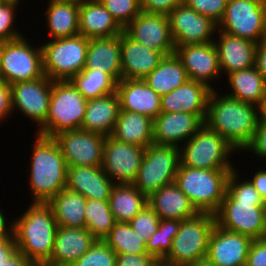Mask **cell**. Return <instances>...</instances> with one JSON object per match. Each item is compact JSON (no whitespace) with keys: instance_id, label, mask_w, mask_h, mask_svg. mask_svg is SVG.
<instances>
[{"instance_id":"6da1fadb","label":"cell","mask_w":266,"mask_h":266,"mask_svg":"<svg viewBox=\"0 0 266 266\" xmlns=\"http://www.w3.org/2000/svg\"><path fill=\"white\" fill-rule=\"evenodd\" d=\"M237 182V171L228 176L226 193L214 214L216 225L250 237H266V204L251 182Z\"/></svg>"},{"instance_id":"7a4b0ae2","label":"cell","mask_w":266,"mask_h":266,"mask_svg":"<svg viewBox=\"0 0 266 266\" xmlns=\"http://www.w3.org/2000/svg\"><path fill=\"white\" fill-rule=\"evenodd\" d=\"M257 107L227 94L218 97L215 90H212L205 125L218 132L234 149L244 150L252 140L259 122Z\"/></svg>"},{"instance_id":"3957f363","label":"cell","mask_w":266,"mask_h":266,"mask_svg":"<svg viewBox=\"0 0 266 266\" xmlns=\"http://www.w3.org/2000/svg\"><path fill=\"white\" fill-rule=\"evenodd\" d=\"M18 219L14 222L18 250L34 266H43L52 255L58 228L51 206L34 202Z\"/></svg>"},{"instance_id":"277c9868","label":"cell","mask_w":266,"mask_h":266,"mask_svg":"<svg viewBox=\"0 0 266 266\" xmlns=\"http://www.w3.org/2000/svg\"><path fill=\"white\" fill-rule=\"evenodd\" d=\"M37 136L32 151L30 185L33 201L48 203L59 191L66 189L68 166L53 138Z\"/></svg>"},{"instance_id":"5b68a950","label":"cell","mask_w":266,"mask_h":266,"mask_svg":"<svg viewBox=\"0 0 266 266\" xmlns=\"http://www.w3.org/2000/svg\"><path fill=\"white\" fill-rule=\"evenodd\" d=\"M234 169H199L179 164L175 183L198 213L215 214L222 203L230 172Z\"/></svg>"},{"instance_id":"8992f818","label":"cell","mask_w":266,"mask_h":266,"mask_svg":"<svg viewBox=\"0 0 266 266\" xmlns=\"http://www.w3.org/2000/svg\"><path fill=\"white\" fill-rule=\"evenodd\" d=\"M86 105L87 99L70 80L53 81L49 113L37 134L53 138L64 131L80 129Z\"/></svg>"},{"instance_id":"52a82bcc","label":"cell","mask_w":266,"mask_h":266,"mask_svg":"<svg viewBox=\"0 0 266 266\" xmlns=\"http://www.w3.org/2000/svg\"><path fill=\"white\" fill-rule=\"evenodd\" d=\"M215 225V216L210 213H198L194 217L181 220L179 231L172 240L171 250L162 262L174 266H189L204 260Z\"/></svg>"},{"instance_id":"ba28073f","label":"cell","mask_w":266,"mask_h":266,"mask_svg":"<svg viewBox=\"0 0 266 266\" xmlns=\"http://www.w3.org/2000/svg\"><path fill=\"white\" fill-rule=\"evenodd\" d=\"M51 40L41 46L44 75L52 81L71 80L85 68L89 38L77 35Z\"/></svg>"},{"instance_id":"9c48e42d","label":"cell","mask_w":266,"mask_h":266,"mask_svg":"<svg viewBox=\"0 0 266 266\" xmlns=\"http://www.w3.org/2000/svg\"><path fill=\"white\" fill-rule=\"evenodd\" d=\"M180 149L152 143L145 148L133 185L147 198L165 185L175 182Z\"/></svg>"},{"instance_id":"30bf717a","label":"cell","mask_w":266,"mask_h":266,"mask_svg":"<svg viewBox=\"0 0 266 266\" xmlns=\"http://www.w3.org/2000/svg\"><path fill=\"white\" fill-rule=\"evenodd\" d=\"M185 143L184 150H180L182 166L211 170L235 169L227 160L235 149L205 124Z\"/></svg>"},{"instance_id":"8fae6325","label":"cell","mask_w":266,"mask_h":266,"mask_svg":"<svg viewBox=\"0 0 266 266\" xmlns=\"http://www.w3.org/2000/svg\"><path fill=\"white\" fill-rule=\"evenodd\" d=\"M254 43L266 38V0H234L227 7L217 28Z\"/></svg>"},{"instance_id":"7c38bea8","label":"cell","mask_w":266,"mask_h":266,"mask_svg":"<svg viewBox=\"0 0 266 266\" xmlns=\"http://www.w3.org/2000/svg\"><path fill=\"white\" fill-rule=\"evenodd\" d=\"M23 36L6 41L1 55L0 79L12 85L44 76L42 47L32 48Z\"/></svg>"},{"instance_id":"4fadbf2b","label":"cell","mask_w":266,"mask_h":266,"mask_svg":"<svg viewBox=\"0 0 266 266\" xmlns=\"http://www.w3.org/2000/svg\"><path fill=\"white\" fill-rule=\"evenodd\" d=\"M53 139L67 166L101 167L106 139L103 135L77 129L59 133Z\"/></svg>"},{"instance_id":"5bb4252c","label":"cell","mask_w":266,"mask_h":266,"mask_svg":"<svg viewBox=\"0 0 266 266\" xmlns=\"http://www.w3.org/2000/svg\"><path fill=\"white\" fill-rule=\"evenodd\" d=\"M175 47L214 42L211 39L217 24L181 2L168 14Z\"/></svg>"},{"instance_id":"9a60e30c","label":"cell","mask_w":266,"mask_h":266,"mask_svg":"<svg viewBox=\"0 0 266 266\" xmlns=\"http://www.w3.org/2000/svg\"><path fill=\"white\" fill-rule=\"evenodd\" d=\"M53 81L43 77L10 85L12 111L17 107L41 127L47 119Z\"/></svg>"},{"instance_id":"2e32d148","label":"cell","mask_w":266,"mask_h":266,"mask_svg":"<svg viewBox=\"0 0 266 266\" xmlns=\"http://www.w3.org/2000/svg\"><path fill=\"white\" fill-rule=\"evenodd\" d=\"M144 152L145 148L121 142L110 135L105 139L101 167L111 180L133 183Z\"/></svg>"},{"instance_id":"e0dca14e","label":"cell","mask_w":266,"mask_h":266,"mask_svg":"<svg viewBox=\"0 0 266 266\" xmlns=\"http://www.w3.org/2000/svg\"><path fill=\"white\" fill-rule=\"evenodd\" d=\"M124 32L134 41L162 52L165 56L175 51L168 15L141 12L125 28Z\"/></svg>"},{"instance_id":"ac0fdd59","label":"cell","mask_w":266,"mask_h":266,"mask_svg":"<svg viewBox=\"0 0 266 266\" xmlns=\"http://www.w3.org/2000/svg\"><path fill=\"white\" fill-rule=\"evenodd\" d=\"M252 242L248 236L215 225L205 259L215 266H246Z\"/></svg>"},{"instance_id":"d6986e66","label":"cell","mask_w":266,"mask_h":266,"mask_svg":"<svg viewBox=\"0 0 266 266\" xmlns=\"http://www.w3.org/2000/svg\"><path fill=\"white\" fill-rule=\"evenodd\" d=\"M174 53L182 62L188 79L214 88L207 81L220 76L218 51L214 42L175 47Z\"/></svg>"},{"instance_id":"ffe728a7","label":"cell","mask_w":266,"mask_h":266,"mask_svg":"<svg viewBox=\"0 0 266 266\" xmlns=\"http://www.w3.org/2000/svg\"><path fill=\"white\" fill-rule=\"evenodd\" d=\"M206 115L186 112L160 113L153 120V142L159 145L175 146L182 140H189L205 124Z\"/></svg>"},{"instance_id":"44dd1931","label":"cell","mask_w":266,"mask_h":266,"mask_svg":"<svg viewBox=\"0 0 266 266\" xmlns=\"http://www.w3.org/2000/svg\"><path fill=\"white\" fill-rule=\"evenodd\" d=\"M121 79H144L165 57L154 49L134 41L124 31L120 34Z\"/></svg>"},{"instance_id":"7402d4cb","label":"cell","mask_w":266,"mask_h":266,"mask_svg":"<svg viewBox=\"0 0 266 266\" xmlns=\"http://www.w3.org/2000/svg\"><path fill=\"white\" fill-rule=\"evenodd\" d=\"M116 92L120 110L139 113L154 120L161 113V96L144 79H121Z\"/></svg>"},{"instance_id":"603a6c76","label":"cell","mask_w":266,"mask_h":266,"mask_svg":"<svg viewBox=\"0 0 266 266\" xmlns=\"http://www.w3.org/2000/svg\"><path fill=\"white\" fill-rule=\"evenodd\" d=\"M96 240L85 227L58 226L52 255L43 266H70L85 254Z\"/></svg>"},{"instance_id":"cb8c5ba5","label":"cell","mask_w":266,"mask_h":266,"mask_svg":"<svg viewBox=\"0 0 266 266\" xmlns=\"http://www.w3.org/2000/svg\"><path fill=\"white\" fill-rule=\"evenodd\" d=\"M113 182L102 167L68 166L66 189L86 199L109 200Z\"/></svg>"},{"instance_id":"d4e9b609","label":"cell","mask_w":266,"mask_h":266,"mask_svg":"<svg viewBox=\"0 0 266 266\" xmlns=\"http://www.w3.org/2000/svg\"><path fill=\"white\" fill-rule=\"evenodd\" d=\"M211 92L209 86L188 79L182 86L161 96V113L186 112L206 115Z\"/></svg>"},{"instance_id":"484cf974","label":"cell","mask_w":266,"mask_h":266,"mask_svg":"<svg viewBox=\"0 0 266 266\" xmlns=\"http://www.w3.org/2000/svg\"><path fill=\"white\" fill-rule=\"evenodd\" d=\"M123 31L99 0L79 1V35L89 39L113 37Z\"/></svg>"},{"instance_id":"4316f807","label":"cell","mask_w":266,"mask_h":266,"mask_svg":"<svg viewBox=\"0 0 266 266\" xmlns=\"http://www.w3.org/2000/svg\"><path fill=\"white\" fill-rule=\"evenodd\" d=\"M220 39L214 44L218 51L220 70L227 75L255 66V51L257 43L247 39L220 32Z\"/></svg>"},{"instance_id":"83f0119b","label":"cell","mask_w":266,"mask_h":266,"mask_svg":"<svg viewBox=\"0 0 266 266\" xmlns=\"http://www.w3.org/2000/svg\"><path fill=\"white\" fill-rule=\"evenodd\" d=\"M119 112L120 104L116 91L99 98L87 99L80 129L108 137L114 130Z\"/></svg>"},{"instance_id":"f1b7e54d","label":"cell","mask_w":266,"mask_h":266,"mask_svg":"<svg viewBox=\"0 0 266 266\" xmlns=\"http://www.w3.org/2000/svg\"><path fill=\"white\" fill-rule=\"evenodd\" d=\"M147 203L160 219L184 220L198 214L175 182L151 194L147 198Z\"/></svg>"},{"instance_id":"f546056e","label":"cell","mask_w":266,"mask_h":266,"mask_svg":"<svg viewBox=\"0 0 266 266\" xmlns=\"http://www.w3.org/2000/svg\"><path fill=\"white\" fill-rule=\"evenodd\" d=\"M84 69H100L111 75L117 82L121 80L120 35L90 38Z\"/></svg>"},{"instance_id":"4dcf8cb0","label":"cell","mask_w":266,"mask_h":266,"mask_svg":"<svg viewBox=\"0 0 266 266\" xmlns=\"http://www.w3.org/2000/svg\"><path fill=\"white\" fill-rule=\"evenodd\" d=\"M111 136L121 142L147 148L153 142V120L145 115L120 110Z\"/></svg>"},{"instance_id":"1f68e13d","label":"cell","mask_w":266,"mask_h":266,"mask_svg":"<svg viewBox=\"0 0 266 266\" xmlns=\"http://www.w3.org/2000/svg\"><path fill=\"white\" fill-rule=\"evenodd\" d=\"M47 9L46 20L53 39L79 35V1L50 0Z\"/></svg>"},{"instance_id":"d6a6232c","label":"cell","mask_w":266,"mask_h":266,"mask_svg":"<svg viewBox=\"0 0 266 266\" xmlns=\"http://www.w3.org/2000/svg\"><path fill=\"white\" fill-rule=\"evenodd\" d=\"M232 92L227 96L259 106L266 96V81L256 66L228 74Z\"/></svg>"},{"instance_id":"836d02e7","label":"cell","mask_w":266,"mask_h":266,"mask_svg":"<svg viewBox=\"0 0 266 266\" xmlns=\"http://www.w3.org/2000/svg\"><path fill=\"white\" fill-rule=\"evenodd\" d=\"M187 80L186 70L175 53L165 56L144 78L148 86L160 96L182 86Z\"/></svg>"},{"instance_id":"e575fe53","label":"cell","mask_w":266,"mask_h":266,"mask_svg":"<svg viewBox=\"0 0 266 266\" xmlns=\"http://www.w3.org/2000/svg\"><path fill=\"white\" fill-rule=\"evenodd\" d=\"M86 198L81 194L63 189L59 191L49 202L54 217L60 227H85Z\"/></svg>"},{"instance_id":"d590c367","label":"cell","mask_w":266,"mask_h":266,"mask_svg":"<svg viewBox=\"0 0 266 266\" xmlns=\"http://www.w3.org/2000/svg\"><path fill=\"white\" fill-rule=\"evenodd\" d=\"M108 201L115 221L125 223L148 204L147 197L132 183H115Z\"/></svg>"},{"instance_id":"8d00e7d4","label":"cell","mask_w":266,"mask_h":266,"mask_svg":"<svg viewBox=\"0 0 266 266\" xmlns=\"http://www.w3.org/2000/svg\"><path fill=\"white\" fill-rule=\"evenodd\" d=\"M86 99L99 98L116 91L117 81L100 69H83L71 80Z\"/></svg>"},{"instance_id":"74e56055","label":"cell","mask_w":266,"mask_h":266,"mask_svg":"<svg viewBox=\"0 0 266 266\" xmlns=\"http://www.w3.org/2000/svg\"><path fill=\"white\" fill-rule=\"evenodd\" d=\"M103 241L116 254H148L145 241L129 223L116 222Z\"/></svg>"},{"instance_id":"f35d334b","label":"cell","mask_w":266,"mask_h":266,"mask_svg":"<svg viewBox=\"0 0 266 266\" xmlns=\"http://www.w3.org/2000/svg\"><path fill=\"white\" fill-rule=\"evenodd\" d=\"M84 215L85 228L97 240H103L116 223L108 200L87 199Z\"/></svg>"},{"instance_id":"ab89813d","label":"cell","mask_w":266,"mask_h":266,"mask_svg":"<svg viewBox=\"0 0 266 266\" xmlns=\"http://www.w3.org/2000/svg\"><path fill=\"white\" fill-rule=\"evenodd\" d=\"M181 220L161 219L156 233L145 242L147 253L162 261L172 247V240L177 235Z\"/></svg>"},{"instance_id":"60d3db41","label":"cell","mask_w":266,"mask_h":266,"mask_svg":"<svg viewBox=\"0 0 266 266\" xmlns=\"http://www.w3.org/2000/svg\"><path fill=\"white\" fill-rule=\"evenodd\" d=\"M117 254L103 240H96L90 249L70 266H116Z\"/></svg>"},{"instance_id":"b9f144b4","label":"cell","mask_w":266,"mask_h":266,"mask_svg":"<svg viewBox=\"0 0 266 266\" xmlns=\"http://www.w3.org/2000/svg\"><path fill=\"white\" fill-rule=\"evenodd\" d=\"M124 29L141 10L140 0H99Z\"/></svg>"},{"instance_id":"7bdbcfd3","label":"cell","mask_w":266,"mask_h":266,"mask_svg":"<svg viewBox=\"0 0 266 266\" xmlns=\"http://www.w3.org/2000/svg\"><path fill=\"white\" fill-rule=\"evenodd\" d=\"M160 220L159 216L147 204L128 223L137 235L141 236V238L146 242L151 235L156 233Z\"/></svg>"},{"instance_id":"ee69618b","label":"cell","mask_w":266,"mask_h":266,"mask_svg":"<svg viewBox=\"0 0 266 266\" xmlns=\"http://www.w3.org/2000/svg\"><path fill=\"white\" fill-rule=\"evenodd\" d=\"M182 2L200 15L211 18L216 24L223 18L227 7L225 0H182Z\"/></svg>"},{"instance_id":"f6af8a7d","label":"cell","mask_w":266,"mask_h":266,"mask_svg":"<svg viewBox=\"0 0 266 266\" xmlns=\"http://www.w3.org/2000/svg\"><path fill=\"white\" fill-rule=\"evenodd\" d=\"M16 6L15 4L5 2L0 4V39L2 40L10 41L22 36L12 28Z\"/></svg>"},{"instance_id":"bcb514c9","label":"cell","mask_w":266,"mask_h":266,"mask_svg":"<svg viewBox=\"0 0 266 266\" xmlns=\"http://www.w3.org/2000/svg\"><path fill=\"white\" fill-rule=\"evenodd\" d=\"M159 262L150 254H117L116 266H157Z\"/></svg>"},{"instance_id":"7dc6e473","label":"cell","mask_w":266,"mask_h":266,"mask_svg":"<svg viewBox=\"0 0 266 266\" xmlns=\"http://www.w3.org/2000/svg\"><path fill=\"white\" fill-rule=\"evenodd\" d=\"M182 0H140L141 10L146 13L168 15Z\"/></svg>"},{"instance_id":"c3c4849f","label":"cell","mask_w":266,"mask_h":266,"mask_svg":"<svg viewBox=\"0 0 266 266\" xmlns=\"http://www.w3.org/2000/svg\"><path fill=\"white\" fill-rule=\"evenodd\" d=\"M246 266H266V237L253 240Z\"/></svg>"},{"instance_id":"681fc988","label":"cell","mask_w":266,"mask_h":266,"mask_svg":"<svg viewBox=\"0 0 266 266\" xmlns=\"http://www.w3.org/2000/svg\"><path fill=\"white\" fill-rule=\"evenodd\" d=\"M244 149H250L255 155L266 158V124L258 122L252 140Z\"/></svg>"},{"instance_id":"f907efd6","label":"cell","mask_w":266,"mask_h":266,"mask_svg":"<svg viewBox=\"0 0 266 266\" xmlns=\"http://www.w3.org/2000/svg\"><path fill=\"white\" fill-rule=\"evenodd\" d=\"M11 90L10 85L0 79V120L11 113Z\"/></svg>"},{"instance_id":"816d5d0a","label":"cell","mask_w":266,"mask_h":266,"mask_svg":"<svg viewBox=\"0 0 266 266\" xmlns=\"http://www.w3.org/2000/svg\"><path fill=\"white\" fill-rule=\"evenodd\" d=\"M255 66L266 81V38L257 43L255 51Z\"/></svg>"},{"instance_id":"f5cc1de1","label":"cell","mask_w":266,"mask_h":266,"mask_svg":"<svg viewBox=\"0 0 266 266\" xmlns=\"http://www.w3.org/2000/svg\"><path fill=\"white\" fill-rule=\"evenodd\" d=\"M18 251L15 238H1L0 239V266Z\"/></svg>"},{"instance_id":"db71d44e","label":"cell","mask_w":266,"mask_h":266,"mask_svg":"<svg viewBox=\"0 0 266 266\" xmlns=\"http://www.w3.org/2000/svg\"><path fill=\"white\" fill-rule=\"evenodd\" d=\"M250 182L266 204V170H259Z\"/></svg>"},{"instance_id":"11a10c76","label":"cell","mask_w":266,"mask_h":266,"mask_svg":"<svg viewBox=\"0 0 266 266\" xmlns=\"http://www.w3.org/2000/svg\"><path fill=\"white\" fill-rule=\"evenodd\" d=\"M3 266H34L19 250Z\"/></svg>"},{"instance_id":"9f6ffc18","label":"cell","mask_w":266,"mask_h":266,"mask_svg":"<svg viewBox=\"0 0 266 266\" xmlns=\"http://www.w3.org/2000/svg\"><path fill=\"white\" fill-rule=\"evenodd\" d=\"M2 213L3 212L0 211V239L1 238H15V236H14V223L11 224V226L9 227L10 230L9 229L7 230L6 229L7 228L6 223H5L6 219Z\"/></svg>"},{"instance_id":"6f0895ef","label":"cell","mask_w":266,"mask_h":266,"mask_svg":"<svg viewBox=\"0 0 266 266\" xmlns=\"http://www.w3.org/2000/svg\"><path fill=\"white\" fill-rule=\"evenodd\" d=\"M259 122L266 124V96L258 106Z\"/></svg>"},{"instance_id":"680465c9","label":"cell","mask_w":266,"mask_h":266,"mask_svg":"<svg viewBox=\"0 0 266 266\" xmlns=\"http://www.w3.org/2000/svg\"><path fill=\"white\" fill-rule=\"evenodd\" d=\"M189 266H215L214 264L208 262L206 259L198 261L192 265Z\"/></svg>"},{"instance_id":"91938a15","label":"cell","mask_w":266,"mask_h":266,"mask_svg":"<svg viewBox=\"0 0 266 266\" xmlns=\"http://www.w3.org/2000/svg\"><path fill=\"white\" fill-rule=\"evenodd\" d=\"M5 43H6L5 40L0 39V64H1V55H2L3 48L5 46Z\"/></svg>"},{"instance_id":"94428289","label":"cell","mask_w":266,"mask_h":266,"mask_svg":"<svg viewBox=\"0 0 266 266\" xmlns=\"http://www.w3.org/2000/svg\"><path fill=\"white\" fill-rule=\"evenodd\" d=\"M19 1L20 0H3V2H5V3H12V4H17L18 5V3H19Z\"/></svg>"},{"instance_id":"6125c7cd","label":"cell","mask_w":266,"mask_h":266,"mask_svg":"<svg viewBox=\"0 0 266 266\" xmlns=\"http://www.w3.org/2000/svg\"><path fill=\"white\" fill-rule=\"evenodd\" d=\"M160 266H174V265H169L167 263H164V262L160 261Z\"/></svg>"}]
</instances>
